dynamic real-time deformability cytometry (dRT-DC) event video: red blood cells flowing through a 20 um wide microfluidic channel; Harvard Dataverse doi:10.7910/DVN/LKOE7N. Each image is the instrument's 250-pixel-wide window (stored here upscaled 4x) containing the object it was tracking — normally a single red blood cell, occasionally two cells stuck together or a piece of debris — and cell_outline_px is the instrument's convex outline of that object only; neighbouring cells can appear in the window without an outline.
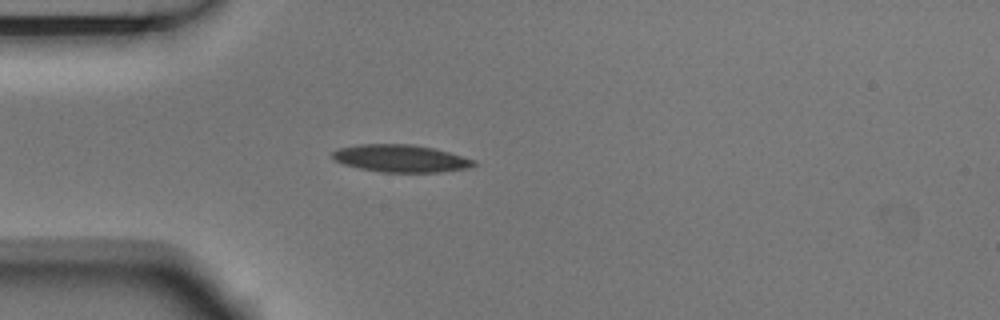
{"species": "Egyptian fruit bat (a non-hibernating species)", "species_latin": "Rousettus aegyptiacus", "temperature_condition": "room temperature", "stored_images_in_passage": 4, "camera_frame_rate_fps": 3000, "um_per_image_px": 0.085, "animal": {"sex": "male"}, "frame": {"image": 1, "passage_image": 4, "time_ms": 1.0, "image_size_px": [1000, 320], "cell_outline_px": [[480, 164], [468, 168], [440, 172], [380, 172], [360, 168], [344, 164], [336, 160], [332, 156], [332, 152], [336, 148], [356, 144], [412, 144], [432, 148], [448, 152], [476, 160]], "centroid_in_image_um": [34.07, 13.46], "position_along_channel_um": 50.9, "area_um2": 22.66}}